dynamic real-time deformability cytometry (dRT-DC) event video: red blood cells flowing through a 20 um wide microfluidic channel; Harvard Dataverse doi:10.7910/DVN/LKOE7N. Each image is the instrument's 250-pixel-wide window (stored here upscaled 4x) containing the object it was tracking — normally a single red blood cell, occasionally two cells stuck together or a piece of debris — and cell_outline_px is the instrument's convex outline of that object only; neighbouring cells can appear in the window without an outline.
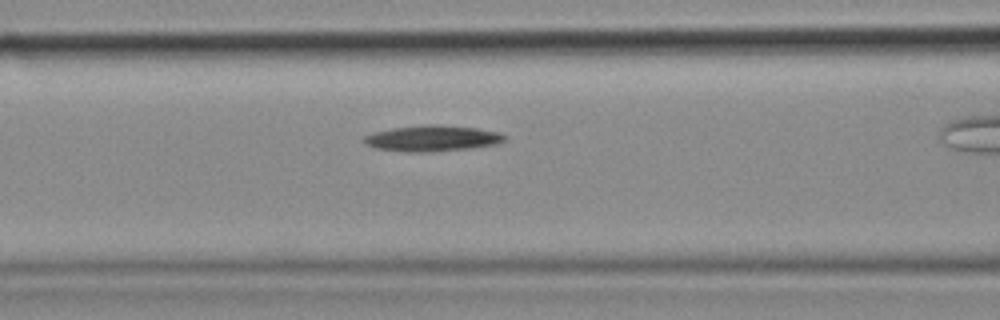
{"species": "common noctule bat (a hibernating species)", "species_latin": "Nyctalus noctula", "temperature_condition": "cold", "stored_images_in_passage": 29, "camera_frame_rate_fps": 3000, "um_per_image_px": 0.085, "animal": {"sex": "female", "body_mass_g": 18.4}, "frame": {"image": 1, "passage_image": 9, "time_ms": 2.667, "image_size_px": [1000, 320], "cell_outline_px": [[508, 136], [500, 144], [472, 148], [432, 152], [404, 152], [376, 148], [368, 144], [364, 140], [364, 136], [376, 132], [392, 128], [424, 124], [436, 124], [476, 128], [500, 132]], "centroid_in_image_um": [36.82, 11.76], "position_along_channel_um": 129.8, "area_um2": 21.39}}